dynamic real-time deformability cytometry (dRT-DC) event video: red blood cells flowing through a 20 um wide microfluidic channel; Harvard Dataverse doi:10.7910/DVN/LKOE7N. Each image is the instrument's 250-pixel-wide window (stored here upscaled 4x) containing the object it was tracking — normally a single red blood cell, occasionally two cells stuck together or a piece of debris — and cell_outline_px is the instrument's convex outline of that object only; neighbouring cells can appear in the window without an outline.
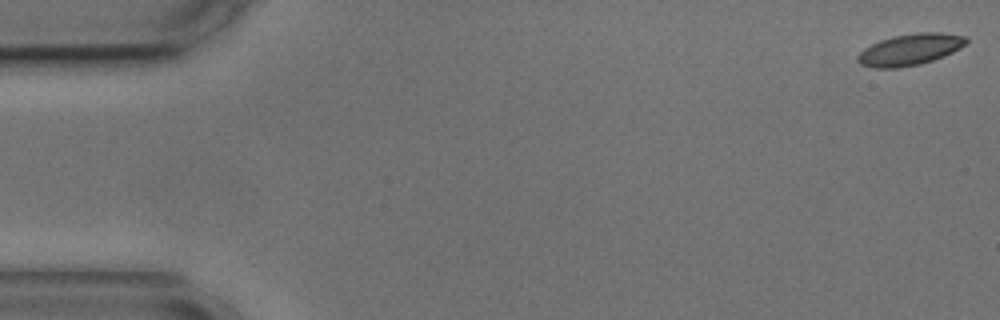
{"species": "common noctule bat (a hibernating species)", "species_latin": "Nyctalus noctula", "temperature_condition": "cold", "stored_images_in_passage": 56, "camera_frame_rate_fps": 3000, "um_per_image_px": 0.085, "animal": {"sex": "male", "body_mass_g": 17.9, "forearm_length_mm": 54.2}, "frame": {"image": 1, "passage_image": 1, "time_ms": 0.0, "image_size_px": [1000, 320], "cell_outline_px": [[968, 44], [944, 56], [920, 64], [900, 68], [872, 68], [860, 64], [856, 60], [856, 56], [864, 48], [880, 40], [892, 36], [916, 32], [940, 32], [968, 36]], "centroid_in_image_um": [77.36, 4.21], "position_along_channel_um": 7.6, "area_um2": 20.17}}
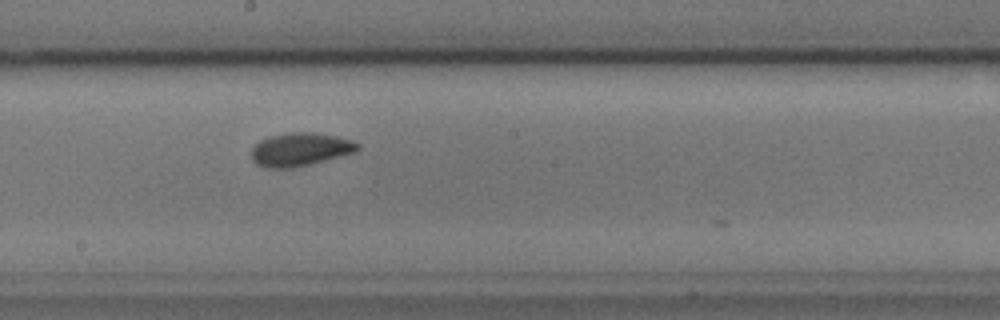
{"frame": {"image": 2, "passage_image": 30, "time_ms": 9.667, "image_size_px": [1000, 320], "cell_outline_px": [[360, 148], [356, 152], [292, 168], [264, 168], [256, 164], [252, 160], [252, 148], [260, 140], [268, 136], [292, 132], [312, 132], [336, 136], [352, 140], [360, 144]], "centroid_in_image_um": [25.51, 12.69], "position_along_channel_um": 222.7, "area_um2": 20.58}}
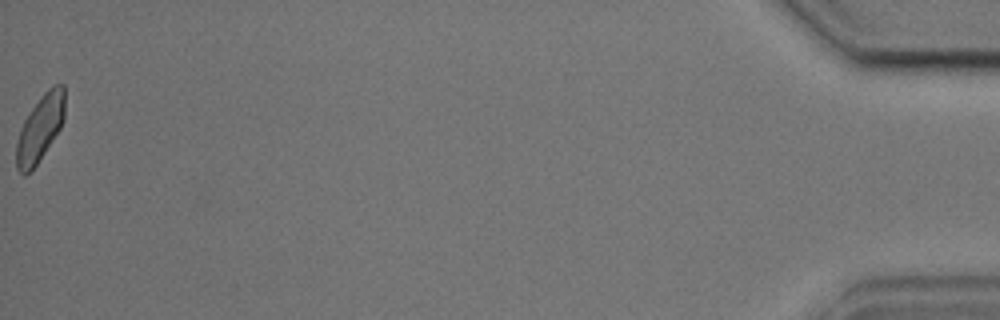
{"frame": {"image": 3, "passage_image": 56, "time_ms": 18.333, "image_size_px": [1000, 320], "cell_outline_px": [[64, 120], [60, 128], [36, 164], [24, 176], [16, 168], [16, 140], [20, 128], [24, 120], [32, 108], [44, 92], [48, 88], [56, 84], [64, 84]], "centroid_in_image_um": [3.39, 10.88], "position_along_channel_um": 431.8, "area_um2": 18.44}, "authors_computed_cell_mechanics": {"area_um2": 19.7965, "velocity_mm_per_s": 3.5737, "shape_relaxation_time_tau1_ms": 2.4989, "shape_relaxation_time_tau2_ms": 2.3412, "deformation_change_tau1": 0.0813, "deformation_change_tau2": 0.0503}}